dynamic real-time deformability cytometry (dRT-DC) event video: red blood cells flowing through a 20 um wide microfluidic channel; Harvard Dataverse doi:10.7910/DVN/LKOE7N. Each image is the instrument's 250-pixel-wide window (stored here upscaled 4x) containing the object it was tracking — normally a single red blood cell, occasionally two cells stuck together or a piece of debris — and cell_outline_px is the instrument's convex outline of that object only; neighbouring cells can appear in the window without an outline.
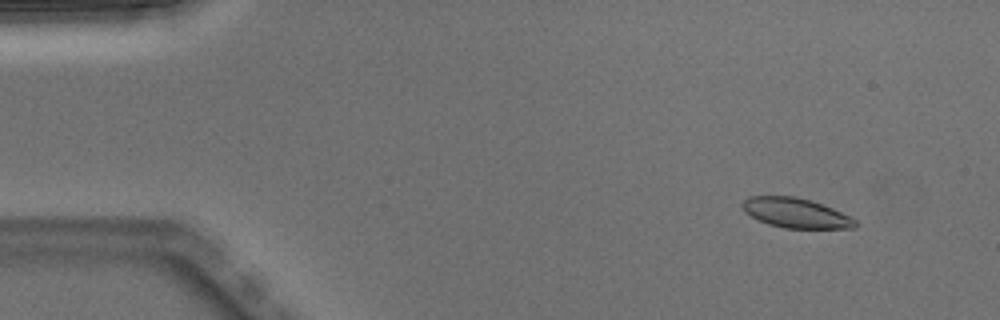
{"species": "Egyptian fruit bat (a non-hibernating species)", "species_latin": "Rousettus aegyptiacus", "temperature_condition": "warm", "stored_images_in_passage": 3, "camera_frame_rate_fps": 3000, "um_per_image_px": 0.085, "animal": {"sex": "male"}, "frame": {"image": 1, "passage_image": 1, "time_ms": 0.0, "image_size_px": [1000, 320], "cell_outline_px": [[856, 228], [784, 228], [768, 224], [744, 212], [740, 204], [748, 196], [796, 196], [832, 208], [856, 220]], "centroid_in_image_um": [67.59, 18.1], "position_along_channel_um": 17.4, "area_um2": 19.36}}